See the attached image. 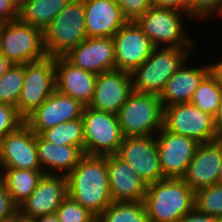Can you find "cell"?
<instances>
[{"mask_svg": "<svg viewBox=\"0 0 222 222\" xmlns=\"http://www.w3.org/2000/svg\"><path fill=\"white\" fill-rule=\"evenodd\" d=\"M67 195L99 216L112 202L107 170V155H84L66 175Z\"/></svg>", "mask_w": 222, "mask_h": 222, "instance_id": "cell-1", "label": "cell"}, {"mask_svg": "<svg viewBox=\"0 0 222 222\" xmlns=\"http://www.w3.org/2000/svg\"><path fill=\"white\" fill-rule=\"evenodd\" d=\"M135 22L154 47L198 48L199 38L194 39L190 32L191 23H195L185 12L152 6Z\"/></svg>", "mask_w": 222, "mask_h": 222, "instance_id": "cell-2", "label": "cell"}, {"mask_svg": "<svg viewBox=\"0 0 222 222\" xmlns=\"http://www.w3.org/2000/svg\"><path fill=\"white\" fill-rule=\"evenodd\" d=\"M144 205L149 222H178L194 209V191L182 178L147 185Z\"/></svg>", "mask_w": 222, "mask_h": 222, "instance_id": "cell-3", "label": "cell"}, {"mask_svg": "<svg viewBox=\"0 0 222 222\" xmlns=\"http://www.w3.org/2000/svg\"><path fill=\"white\" fill-rule=\"evenodd\" d=\"M196 48L155 47L150 56L131 73L133 90L160 95L169 78Z\"/></svg>", "mask_w": 222, "mask_h": 222, "instance_id": "cell-4", "label": "cell"}, {"mask_svg": "<svg viewBox=\"0 0 222 222\" xmlns=\"http://www.w3.org/2000/svg\"><path fill=\"white\" fill-rule=\"evenodd\" d=\"M116 115L124 137L155 136L163 127L164 108L156 94L133 90Z\"/></svg>", "mask_w": 222, "mask_h": 222, "instance_id": "cell-5", "label": "cell"}, {"mask_svg": "<svg viewBox=\"0 0 222 222\" xmlns=\"http://www.w3.org/2000/svg\"><path fill=\"white\" fill-rule=\"evenodd\" d=\"M87 38L83 0H71L43 30L47 56H65Z\"/></svg>", "mask_w": 222, "mask_h": 222, "instance_id": "cell-6", "label": "cell"}, {"mask_svg": "<svg viewBox=\"0 0 222 222\" xmlns=\"http://www.w3.org/2000/svg\"><path fill=\"white\" fill-rule=\"evenodd\" d=\"M0 54L12 64L44 59L43 31L19 19L4 22L0 30Z\"/></svg>", "mask_w": 222, "mask_h": 222, "instance_id": "cell-7", "label": "cell"}, {"mask_svg": "<svg viewBox=\"0 0 222 222\" xmlns=\"http://www.w3.org/2000/svg\"><path fill=\"white\" fill-rule=\"evenodd\" d=\"M84 130V153L106 156L117 154L123 134L117 115L85 107L82 114Z\"/></svg>", "mask_w": 222, "mask_h": 222, "instance_id": "cell-8", "label": "cell"}, {"mask_svg": "<svg viewBox=\"0 0 222 222\" xmlns=\"http://www.w3.org/2000/svg\"><path fill=\"white\" fill-rule=\"evenodd\" d=\"M55 90V57L24 64V83L16 106L25 119Z\"/></svg>", "mask_w": 222, "mask_h": 222, "instance_id": "cell-9", "label": "cell"}, {"mask_svg": "<svg viewBox=\"0 0 222 222\" xmlns=\"http://www.w3.org/2000/svg\"><path fill=\"white\" fill-rule=\"evenodd\" d=\"M163 127L171 133L192 138L198 143L216 140L214 117L191 102L164 108Z\"/></svg>", "mask_w": 222, "mask_h": 222, "instance_id": "cell-10", "label": "cell"}, {"mask_svg": "<svg viewBox=\"0 0 222 222\" xmlns=\"http://www.w3.org/2000/svg\"><path fill=\"white\" fill-rule=\"evenodd\" d=\"M117 155L129 163L147 185L165 178L155 136L124 137Z\"/></svg>", "mask_w": 222, "mask_h": 222, "instance_id": "cell-11", "label": "cell"}, {"mask_svg": "<svg viewBox=\"0 0 222 222\" xmlns=\"http://www.w3.org/2000/svg\"><path fill=\"white\" fill-rule=\"evenodd\" d=\"M0 169L42 170L36 134L25 123L0 141Z\"/></svg>", "mask_w": 222, "mask_h": 222, "instance_id": "cell-12", "label": "cell"}, {"mask_svg": "<svg viewBox=\"0 0 222 222\" xmlns=\"http://www.w3.org/2000/svg\"><path fill=\"white\" fill-rule=\"evenodd\" d=\"M192 55L169 78L164 90L159 95L163 108L190 102L200 82L214 68V62L210 60V56L207 57L208 63L201 64L202 61H196V63Z\"/></svg>", "mask_w": 222, "mask_h": 222, "instance_id": "cell-13", "label": "cell"}, {"mask_svg": "<svg viewBox=\"0 0 222 222\" xmlns=\"http://www.w3.org/2000/svg\"><path fill=\"white\" fill-rule=\"evenodd\" d=\"M113 39L116 69L128 73L138 68L155 48L135 21L127 22Z\"/></svg>", "mask_w": 222, "mask_h": 222, "instance_id": "cell-14", "label": "cell"}, {"mask_svg": "<svg viewBox=\"0 0 222 222\" xmlns=\"http://www.w3.org/2000/svg\"><path fill=\"white\" fill-rule=\"evenodd\" d=\"M84 108L85 106L73 97L54 90L37 109L24 119V123L35 134H41L60 123L82 118Z\"/></svg>", "mask_w": 222, "mask_h": 222, "instance_id": "cell-15", "label": "cell"}, {"mask_svg": "<svg viewBox=\"0 0 222 222\" xmlns=\"http://www.w3.org/2000/svg\"><path fill=\"white\" fill-rule=\"evenodd\" d=\"M155 137L163 176L182 178L200 143L192 138L171 133L164 127Z\"/></svg>", "mask_w": 222, "mask_h": 222, "instance_id": "cell-16", "label": "cell"}, {"mask_svg": "<svg viewBox=\"0 0 222 222\" xmlns=\"http://www.w3.org/2000/svg\"><path fill=\"white\" fill-rule=\"evenodd\" d=\"M67 196L65 175L44 174L31 195L17 207V213L28 219L54 214Z\"/></svg>", "mask_w": 222, "mask_h": 222, "instance_id": "cell-17", "label": "cell"}, {"mask_svg": "<svg viewBox=\"0 0 222 222\" xmlns=\"http://www.w3.org/2000/svg\"><path fill=\"white\" fill-rule=\"evenodd\" d=\"M133 91L131 73L111 70L97 75L94 94L88 107L117 114Z\"/></svg>", "mask_w": 222, "mask_h": 222, "instance_id": "cell-18", "label": "cell"}, {"mask_svg": "<svg viewBox=\"0 0 222 222\" xmlns=\"http://www.w3.org/2000/svg\"><path fill=\"white\" fill-rule=\"evenodd\" d=\"M64 57L74 66L96 75L116 69L113 37L86 38Z\"/></svg>", "mask_w": 222, "mask_h": 222, "instance_id": "cell-19", "label": "cell"}, {"mask_svg": "<svg viewBox=\"0 0 222 222\" xmlns=\"http://www.w3.org/2000/svg\"><path fill=\"white\" fill-rule=\"evenodd\" d=\"M222 162V141L214 140L198 145L182 179L195 192L217 184Z\"/></svg>", "mask_w": 222, "mask_h": 222, "instance_id": "cell-20", "label": "cell"}, {"mask_svg": "<svg viewBox=\"0 0 222 222\" xmlns=\"http://www.w3.org/2000/svg\"><path fill=\"white\" fill-rule=\"evenodd\" d=\"M110 195L113 202L143 201L147 184L132 166L117 154L107 155Z\"/></svg>", "mask_w": 222, "mask_h": 222, "instance_id": "cell-21", "label": "cell"}, {"mask_svg": "<svg viewBox=\"0 0 222 222\" xmlns=\"http://www.w3.org/2000/svg\"><path fill=\"white\" fill-rule=\"evenodd\" d=\"M97 75L74 66L64 56L55 57V90L89 106Z\"/></svg>", "mask_w": 222, "mask_h": 222, "instance_id": "cell-22", "label": "cell"}, {"mask_svg": "<svg viewBox=\"0 0 222 222\" xmlns=\"http://www.w3.org/2000/svg\"><path fill=\"white\" fill-rule=\"evenodd\" d=\"M87 38L113 37L128 21L116 0H83Z\"/></svg>", "mask_w": 222, "mask_h": 222, "instance_id": "cell-23", "label": "cell"}, {"mask_svg": "<svg viewBox=\"0 0 222 222\" xmlns=\"http://www.w3.org/2000/svg\"><path fill=\"white\" fill-rule=\"evenodd\" d=\"M37 154L45 174L67 175L85 155L80 147L55 145L36 134Z\"/></svg>", "mask_w": 222, "mask_h": 222, "instance_id": "cell-24", "label": "cell"}, {"mask_svg": "<svg viewBox=\"0 0 222 222\" xmlns=\"http://www.w3.org/2000/svg\"><path fill=\"white\" fill-rule=\"evenodd\" d=\"M71 0H19L18 19L42 31Z\"/></svg>", "mask_w": 222, "mask_h": 222, "instance_id": "cell-25", "label": "cell"}, {"mask_svg": "<svg viewBox=\"0 0 222 222\" xmlns=\"http://www.w3.org/2000/svg\"><path fill=\"white\" fill-rule=\"evenodd\" d=\"M44 174L42 170L0 169V180L5 184L12 203L18 207L35 190Z\"/></svg>", "mask_w": 222, "mask_h": 222, "instance_id": "cell-26", "label": "cell"}, {"mask_svg": "<svg viewBox=\"0 0 222 222\" xmlns=\"http://www.w3.org/2000/svg\"><path fill=\"white\" fill-rule=\"evenodd\" d=\"M221 99L222 80L213 68L200 82L190 102L201 111L214 116Z\"/></svg>", "mask_w": 222, "mask_h": 222, "instance_id": "cell-27", "label": "cell"}, {"mask_svg": "<svg viewBox=\"0 0 222 222\" xmlns=\"http://www.w3.org/2000/svg\"><path fill=\"white\" fill-rule=\"evenodd\" d=\"M55 145L80 147L84 151V130L82 118L60 123L40 134Z\"/></svg>", "mask_w": 222, "mask_h": 222, "instance_id": "cell-28", "label": "cell"}, {"mask_svg": "<svg viewBox=\"0 0 222 222\" xmlns=\"http://www.w3.org/2000/svg\"><path fill=\"white\" fill-rule=\"evenodd\" d=\"M99 217L103 222H149L143 201L112 202Z\"/></svg>", "mask_w": 222, "mask_h": 222, "instance_id": "cell-29", "label": "cell"}, {"mask_svg": "<svg viewBox=\"0 0 222 222\" xmlns=\"http://www.w3.org/2000/svg\"><path fill=\"white\" fill-rule=\"evenodd\" d=\"M24 83V64H12L0 78V103L17 106Z\"/></svg>", "mask_w": 222, "mask_h": 222, "instance_id": "cell-30", "label": "cell"}, {"mask_svg": "<svg viewBox=\"0 0 222 222\" xmlns=\"http://www.w3.org/2000/svg\"><path fill=\"white\" fill-rule=\"evenodd\" d=\"M194 209L222 221V185L215 184L195 191Z\"/></svg>", "mask_w": 222, "mask_h": 222, "instance_id": "cell-31", "label": "cell"}, {"mask_svg": "<svg viewBox=\"0 0 222 222\" xmlns=\"http://www.w3.org/2000/svg\"><path fill=\"white\" fill-rule=\"evenodd\" d=\"M187 15L194 21V26L197 28L203 23L208 24L207 21L211 22L214 17L212 22L218 19L220 21L222 20V0H187Z\"/></svg>", "mask_w": 222, "mask_h": 222, "instance_id": "cell-32", "label": "cell"}, {"mask_svg": "<svg viewBox=\"0 0 222 222\" xmlns=\"http://www.w3.org/2000/svg\"><path fill=\"white\" fill-rule=\"evenodd\" d=\"M59 222H89L95 217L88 209L67 196L55 212Z\"/></svg>", "mask_w": 222, "mask_h": 222, "instance_id": "cell-33", "label": "cell"}, {"mask_svg": "<svg viewBox=\"0 0 222 222\" xmlns=\"http://www.w3.org/2000/svg\"><path fill=\"white\" fill-rule=\"evenodd\" d=\"M24 123L13 105L0 103V141L10 132Z\"/></svg>", "mask_w": 222, "mask_h": 222, "instance_id": "cell-34", "label": "cell"}, {"mask_svg": "<svg viewBox=\"0 0 222 222\" xmlns=\"http://www.w3.org/2000/svg\"><path fill=\"white\" fill-rule=\"evenodd\" d=\"M122 10L124 18L128 22L136 21L152 5V0H116Z\"/></svg>", "mask_w": 222, "mask_h": 222, "instance_id": "cell-35", "label": "cell"}, {"mask_svg": "<svg viewBox=\"0 0 222 222\" xmlns=\"http://www.w3.org/2000/svg\"><path fill=\"white\" fill-rule=\"evenodd\" d=\"M17 214V207L12 203L5 184L0 180V222Z\"/></svg>", "mask_w": 222, "mask_h": 222, "instance_id": "cell-36", "label": "cell"}, {"mask_svg": "<svg viewBox=\"0 0 222 222\" xmlns=\"http://www.w3.org/2000/svg\"><path fill=\"white\" fill-rule=\"evenodd\" d=\"M19 17V0H0V20L9 22Z\"/></svg>", "mask_w": 222, "mask_h": 222, "instance_id": "cell-37", "label": "cell"}, {"mask_svg": "<svg viewBox=\"0 0 222 222\" xmlns=\"http://www.w3.org/2000/svg\"><path fill=\"white\" fill-rule=\"evenodd\" d=\"M153 7L171 8L187 13V0H152Z\"/></svg>", "mask_w": 222, "mask_h": 222, "instance_id": "cell-38", "label": "cell"}, {"mask_svg": "<svg viewBox=\"0 0 222 222\" xmlns=\"http://www.w3.org/2000/svg\"><path fill=\"white\" fill-rule=\"evenodd\" d=\"M178 222H222V221L207 214L200 213L196 209H193L190 213L183 216Z\"/></svg>", "mask_w": 222, "mask_h": 222, "instance_id": "cell-39", "label": "cell"}, {"mask_svg": "<svg viewBox=\"0 0 222 222\" xmlns=\"http://www.w3.org/2000/svg\"><path fill=\"white\" fill-rule=\"evenodd\" d=\"M213 117L216 128V140L222 141V99Z\"/></svg>", "mask_w": 222, "mask_h": 222, "instance_id": "cell-40", "label": "cell"}, {"mask_svg": "<svg viewBox=\"0 0 222 222\" xmlns=\"http://www.w3.org/2000/svg\"><path fill=\"white\" fill-rule=\"evenodd\" d=\"M11 65L12 63L0 54V78L6 73Z\"/></svg>", "mask_w": 222, "mask_h": 222, "instance_id": "cell-41", "label": "cell"}, {"mask_svg": "<svg viewBox=\"0 0 222 222\" xmlns=\"http://www.w3.org/2000/svg\"><path fill=\"white\" fill-rule=\"evenodd\" d=\"M35 222H59L56 214H49L34 218Z\"/></svg>", "mask_w": 222, "mask_h": 222, "instance_id": "cell-42", "label": "cell"}, {"mask_svg": "<svg viewBox=\"0 0 222 222\" xmlns=\"http://www.w3.org/2000/svg\"><path fill=\"white\" fill-rule=\"evenodd\" d=\"M215 56L217 57L216 54H214L213 56H211L210 58H214V69L218 72V74L221 77L222 80V56L220 57V59L217 57L215 58ZM219 59V60H218ZM216 60V61H215Z\"/></svg>", "mask_w": 222, "mask_h": 222, "instance_id": "cell-43", "label": "cell"}, {"mask_svg": "<svg viewBox=\"0 0 222 222\" xmlns=\"http://www.w3.org/2000/svg\"><path fill=\"white\" fill-rule=\"evenodd\" d=\"M14 222H35L34 219H28L20 216L18 213L14 216Z\"/></svg>", "mask_w": 222, "mask_h": 222, "instance_id": "cell-44", "label": "cell"}, {"mask_svg": "<svg viewBox=\"0 0 222 222\" xmlns=\"http://www.w3.org/2000/svg\"><path fill=\"white\" fill-rule=\"evenodd\" d=\"M217 184L222 185V162H221V165H220V167H219V173H218Z\"/></svg>", "mask_w": 222, "mask_h": 222, "instance_id": "cell-45", "label": "cell"}, {"mask_svg": "<svg viewBox=\"0 0 222 222\" xmlns=\"http://www.w3.org/2000/svg\"><path fill=\"white\" fill-rule=\"evenodd\" d=\"M89 222H103V221H102V219L99 216H95Z\"/></svg>", "mask_w": 222, "mask_h": 222, "instance_id": "cell-46", "label": "cell"}, {"mask_svg": "<svg viewBox=\"0 0 222 222\" xmlns=\"http://www.w3.org/2000/svg\"><path fill=\"white\" fill-rule=\"evenodd\" d=\"M2 222H14V217L10 218V219H7V220H4Z\"/></svg>", "mask_w": 222, "mask_h": 222, "instance_id": "cell-47", "label": "cell"}, {"mask_svg": "<svg viewBox=\"0 0 222 222\" xmlns=\"http://www.w3.org/2000/svg\"><path fill=\"white\" fill-rule=\"evenodd\" d=\"M3 23L4 22L2 20H0V30H1V27H2Z\"/></svg>", "mask_w": 222, "mask_h": 222, "instance_id": "cell-48", "label": "cell"}]
</instances>
